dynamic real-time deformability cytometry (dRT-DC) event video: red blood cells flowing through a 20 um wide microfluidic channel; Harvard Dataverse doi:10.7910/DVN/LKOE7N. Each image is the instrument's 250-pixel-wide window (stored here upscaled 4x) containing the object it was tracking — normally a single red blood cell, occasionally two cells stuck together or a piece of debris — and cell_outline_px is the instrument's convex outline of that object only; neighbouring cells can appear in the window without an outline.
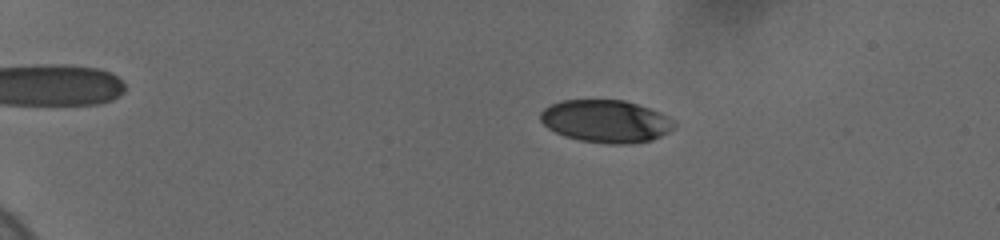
{"species": "human", "species_latin": "Homo sapiens", "temperature_condition": "cold", "stored_images_in_passage": 57, "camera_frame_rate_fps": 3000, "um_per_image_px": 0.085, "donor": {"sex": "female"}, "frame": {"image": 1, "passage_image": 11, "time_ms": 3.333, "image_size_px": [1000, 240], "cell_outline_px": [[676, 128], [652, 140], [624, 144], [608, 144], [580, 140], [564, 136], [548, 128], [540, 120], [540, 112], [544, 108], [560, 100], [624, 100], [660, 112], [676, 120]], "centroid_in_image_um": [51.52, 10.3], "position_along_channel_um": 33.5, "area_um2": 33.29}}
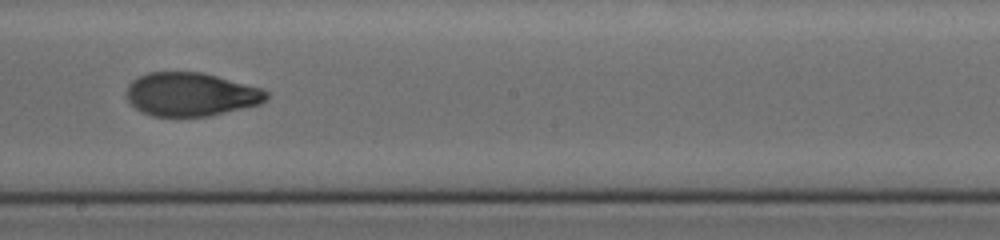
{"frame": {"image": 2, "passage_image": 35, "time_ms": 11.333, "image_size_px": [1000, 240], "cell_outline_px": [[268, 96], [260, 104], [208, 116], [152, 116], [136, 108], [128, 100], [124, 92], [128, 84], [132, 80], [148, 72], [200, 72], [216, 76], [260, 88], [268, 92]], "centroid_in_image_um": [16.17, 8.02], "position_along_channel_um": 232.0, "area_um2": 35.2}}
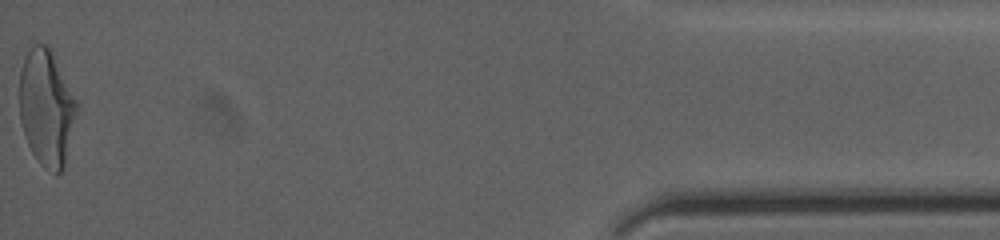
{"frame": {"image": 3, "passage_image": 57, "time_ms": 18.667, "image_size_px": [1000, 240], "cell_outline_px": [[80, 108], [64, 168], [56, 176], [44, 168], [40, 164], [32, 152], [28, 144], [20, 120], [20, 68], [32, 44], [48, 44], [52, 48], [80, 104]], "centroid_in_image_um": [4.02, 9.15], "position_along_channel_um": 431.2, "area_um2": 40.0}, "authors_computed_cell_mechanics": {"area_um2": 35.547, "velocity_mm_per_s": 3.6647, "shape_relaxation_time_tau1_ms": 4.1737, "shape_relaxation_time_tau2_ms": 1.7564, "deformation_change_tau1": 0.1694, "deformation_change_tau2": 0.0721}}